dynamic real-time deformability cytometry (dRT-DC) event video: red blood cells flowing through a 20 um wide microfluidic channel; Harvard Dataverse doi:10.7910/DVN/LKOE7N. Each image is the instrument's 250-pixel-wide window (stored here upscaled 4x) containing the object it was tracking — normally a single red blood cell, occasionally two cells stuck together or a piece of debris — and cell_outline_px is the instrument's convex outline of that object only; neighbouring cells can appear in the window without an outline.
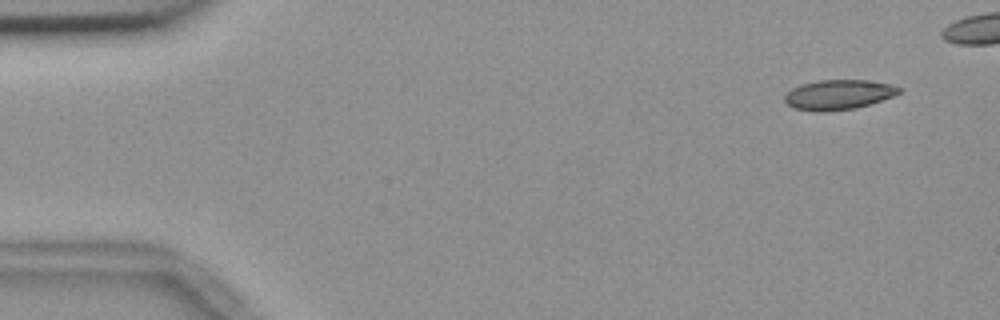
{"species": "common noctule bat (a hibernating species)", "species_latin": "Nyctalus noctula", "temperature_condition": "room temperature", "stored_images_in_passage": 46, "camera_frame_rate_fps": 3000, "um_per_image_px": 0.085, "animal": {"sex": "female", "body_mass_g": 18.4}, "frame": {"image": 1, "passage_image": 1, "time_ms": 0.0, "image_size_px": [1000, 320], "cell_outline_px": [[900, 92], [892, 96], [856, 108], [828, 112], [816, 112], [792, 108], [784, 100], [784, 96], [792, 88], [800, 84], [820, 80], [868, 80], [892, 84], [900, 88]], "centroid_in_image_um": [71.23, 8.05], "position_along_channel_um": 13.8, "area_um2": 19.94}}
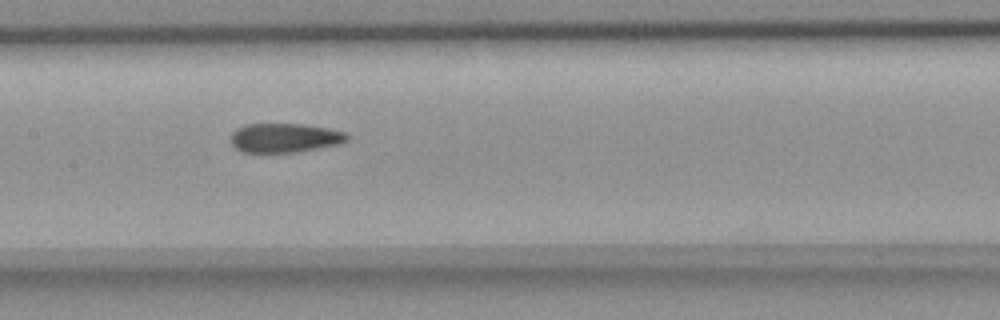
{"frame": {"image": 2, "passage_image": 24, "time_ms": 7.667, "image_size_px": [1000, 320], "cell_outline_px": [[348, 140], [340, 144], [296, 152], [240, 152], [232, 144], [232, 132], [236, 128], [248, 124], [304, 124], [328, 128], [348, 132]], "centroid_in_image_um": [24.23, 11.71], "position_along_channel_um": 183.2, "area_um2": 19.83}}
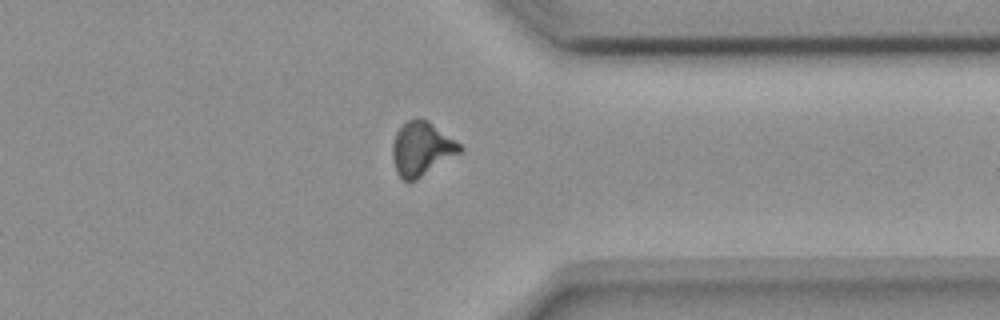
{"frame": {"image": 3, "passage_image": 40, "time_ms": 13.0, "image_size_px": [1000, 320], "cell_outline_px": [[464, 148], [460, 152], [416, 180], [404, 180], [396, 172], [392, 156], [392, 144], [396, 132], [408, 120], [416, 116], [420, 116], [428, 120], [460, 144]], "centroid_in_image_um": [35.81, 12.61], "position_along_channel_um": 375.6, "area_um2": 20.98}}